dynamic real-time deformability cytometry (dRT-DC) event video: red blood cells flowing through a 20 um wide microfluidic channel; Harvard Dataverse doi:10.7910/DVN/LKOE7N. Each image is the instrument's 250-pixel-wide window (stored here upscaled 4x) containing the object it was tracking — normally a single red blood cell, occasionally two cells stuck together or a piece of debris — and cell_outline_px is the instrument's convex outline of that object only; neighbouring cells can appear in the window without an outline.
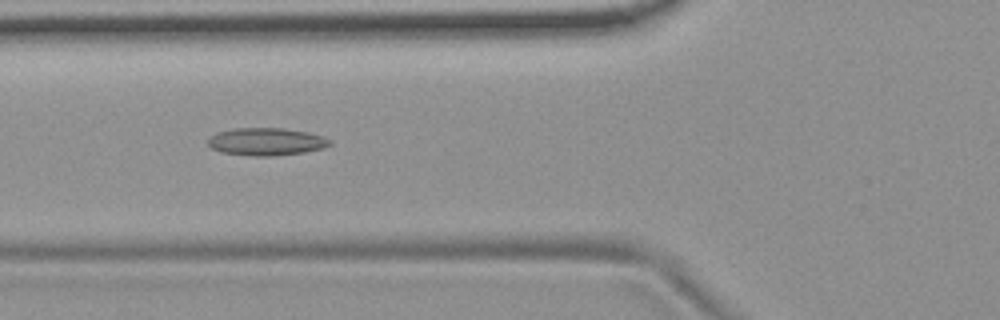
{"species": "common noctule bat (a hibernating species)", "species_latin": "Nyctalus noctula", "temperature_condition": "room temperature", "stored_images_in_passage": 54, "camera_frame_rate_fps": 3000, "um_per_image_px": 0.085, "animal": {"sex": "female", "body_mass_g": 19.9}, "frame": {"image": 1, "passage_image": 20, "time_ms": 6.333, "image_size_px": [1000, 320], "cell_outline_px": [[332, 144], [324, 148], [304, 152], [268, 156], [252, 156], [220, 152], [212, 148], [208, 144], [208, 136], [216, 132], [232, 128], [284, 128], [308, 132], [324, 136], [332, 140]], "centroid_in_image_um": [22.63, 12.03], "position_along_channel_um": 103.2, "area_um2": 19.83}}
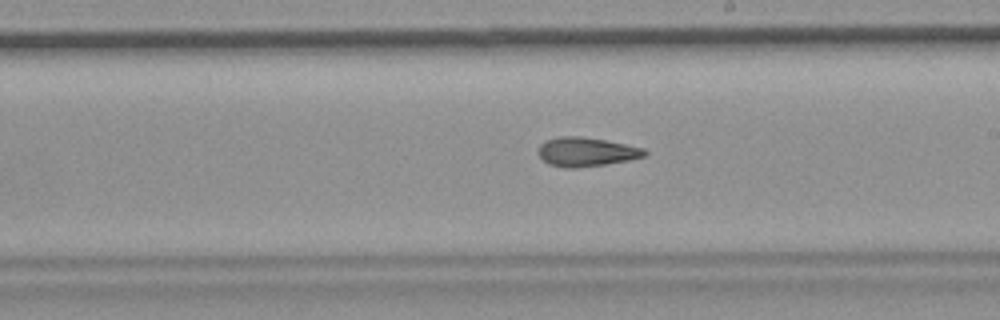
{"frame": {"image": 2, "passage_image": 31, "time_ms": 10.0, "image_size_px": [1000, 320], "cell_outline_px": [[648, 152], [644, 156], [628, 160], [604, 164], [576, 168], [564, 168], [548, 164], [536, 152], [540, 144], [544, 140], [560, 136], [580, 136], [604, 140], [644, 148]], "centroid_in_image_um": [49.78, 12.9], "position_along_channel_um": 239.2, "area_um2": 17.98}}
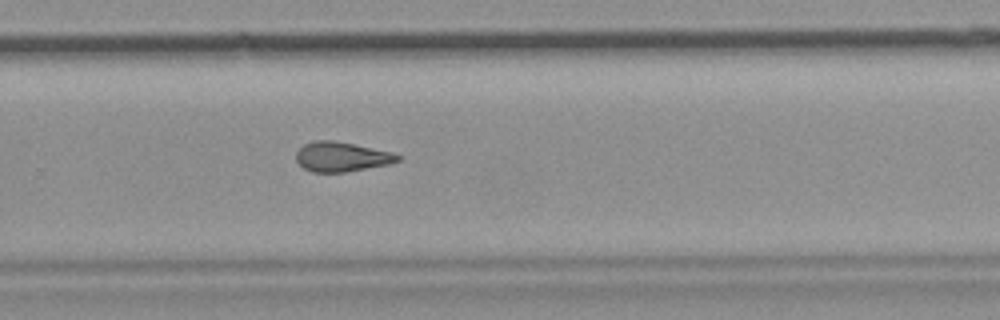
{"frame": {"image": 3, "passage_image": 36, "time_ms": 11.667, "image_size_px": [1000, 320], "cell_outline_px": [[400, 160], [388, 164], [344, 172], [312, 172], [304, 168], [296, 160], [296, 152], [304, 144], [312, 140], [332, 140], [392, 152], [400, 156]], "centroid_in_image_um": [29.0, 13.32], "position_along_channel_um": 300.8, "area_um2": 17.34}, "authors_computed_cell_mechanics": {"area_um2": 18.1203, "velocity_mm_per_s": 3.7189, "shape_relaxation_time_tau1_ms": null, "shape_relaxation_time_tau2_ms": 4.421, "deformation_change_tau1": null, "deformation_change_tau2": 0.1414}}